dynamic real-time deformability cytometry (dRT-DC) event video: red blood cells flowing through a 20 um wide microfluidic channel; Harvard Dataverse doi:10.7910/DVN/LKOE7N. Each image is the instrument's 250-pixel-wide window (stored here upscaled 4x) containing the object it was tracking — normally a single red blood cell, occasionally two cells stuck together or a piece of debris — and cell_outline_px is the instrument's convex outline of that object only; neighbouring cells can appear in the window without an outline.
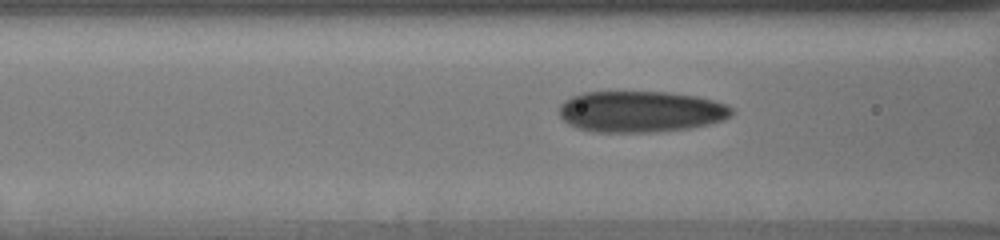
{"species": "human", "species_latin": "Homo sapiens", "temperature_condition": "cold", "stored_images_in_passage": 12, "camera_frame_rate_fps": 3000, "um_per_image_px": 0.085, "donor": {"sex": "male"}, "frame": {"image": 1, "passage_image": 8, "time_ms": 1.667, "image_size_px": [1000, 240], "cell_outline_px": [[736, 112], [732, 116], [724, 120], [708, 124], [688, 128], [652, 132], [592, 132], [576, 128], [568, 124], [560, 116], [560, 104], [564, 100], [572, 96], [584, 92], [668, 92], [696, 96], [728, 104], [736, 108]], "centroid_in_image_um": [54.49, 9.49], "position_along_channel_um": 112.1, "area_um2": 41.85}}